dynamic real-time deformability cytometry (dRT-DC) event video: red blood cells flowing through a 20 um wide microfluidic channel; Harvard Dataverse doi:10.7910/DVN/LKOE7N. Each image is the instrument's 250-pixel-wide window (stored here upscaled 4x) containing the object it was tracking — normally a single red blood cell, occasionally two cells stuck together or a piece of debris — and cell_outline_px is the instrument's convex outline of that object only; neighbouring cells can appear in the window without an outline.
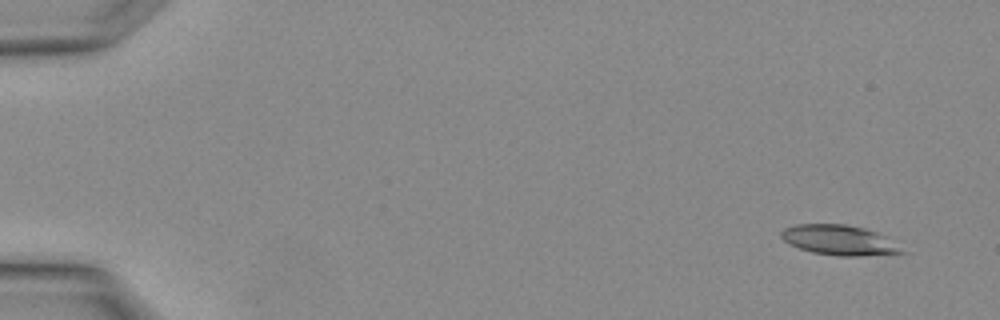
{"species": "Egyptian fruit bat (a non-hibernating species)", "species_latin": "Rousettus aegyptiacus", "temperature_condition": "warm", "stored_images_in_passage": 3, "camera_frame_rate_fps": 3000, "um_per_image_px": 0.085, "animal": {"sex": "female"}, "frame": {"image": 1, "passage_image": 3, "time_ms": 0.667, "image_size_px": [1000, 320], "cell_outline_px": [[908, 252], [864, 256], [836, 256], [812, 252], [788, 244], [780, 236], [780, 232], [784, 228], [796, 224], [844, 224], [864, 228], [876, 232], [884, 236]], "centroid_in_image_um": [71.31, 20.41], "position_along_channel_um": 13.7, "area_um2": 21.1}}